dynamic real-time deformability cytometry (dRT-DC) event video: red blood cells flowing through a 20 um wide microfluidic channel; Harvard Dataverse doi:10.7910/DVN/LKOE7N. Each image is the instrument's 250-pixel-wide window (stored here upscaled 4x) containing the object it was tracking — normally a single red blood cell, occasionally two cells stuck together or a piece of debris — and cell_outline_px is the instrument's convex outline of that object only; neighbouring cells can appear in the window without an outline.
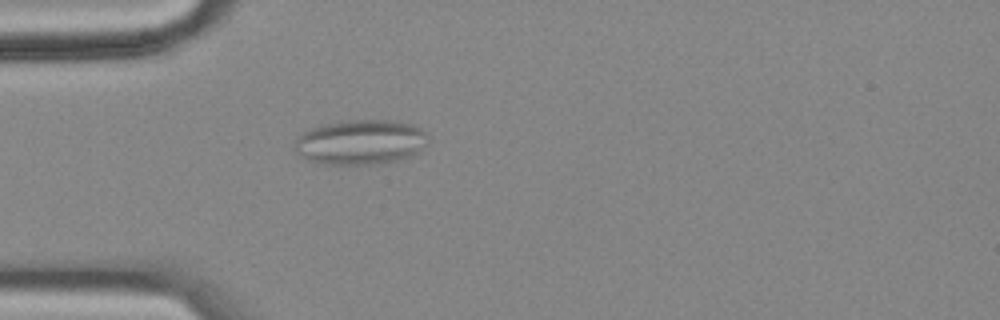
{"species": "common noctule bat (a hibernating species)", "species_latin": "Nyctalus noctula", "temperature_condition": "cold", "stored_images_in_passage": 57, "camera_frame_rate_fps": 3000, "um_per_image_px": 0.085, "animal": {"sex": "female", "body_mass_g": 18.4}, "frame": {"image": 1, "passage_image": 16, "time_ms": 5.0, "image_size_px": [1000, 320], "cell_outline_px": [[428, 140], [416, 152], [408, 156], [388, 164], [324, 164], [308, 160], [300, 156], [296, 152], [296, 140], [304, 132], [312, 128], [324, 124], [348, 120], [388, 120], [412, 124], [420, 128], [428, 136]], "centroid_in_image_um": [30.65, 12.09], "position_along_channel_um": 54.4, "area_um2": 34.62}}
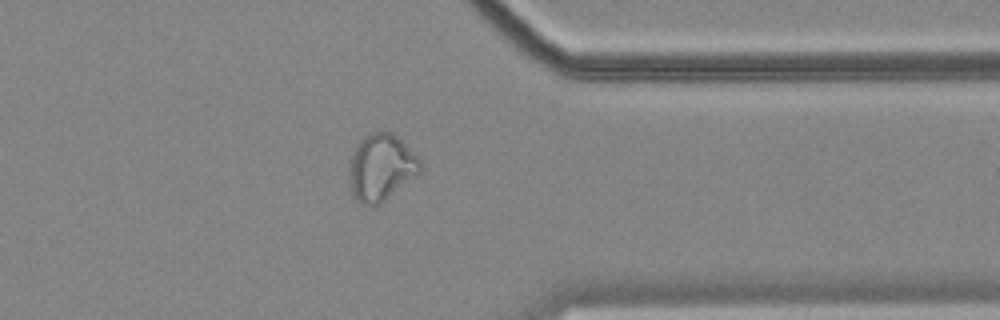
{"frame": {"image": 2, "passage_image": 45, "time_ms": 14.667, "image_size_px": [1000, 320], "cell_outline_px": [[424, 168], [420, 172], [380, 204], [360, 204], [356, 200], [352, 192], [348, 168], [356, 144], [368, 132], [392, 132], [420, 160]], "centroid_in_image_um": [32.38, 14.22], "position_along_channel_um": 379.0, "area_um2": 27.28}}
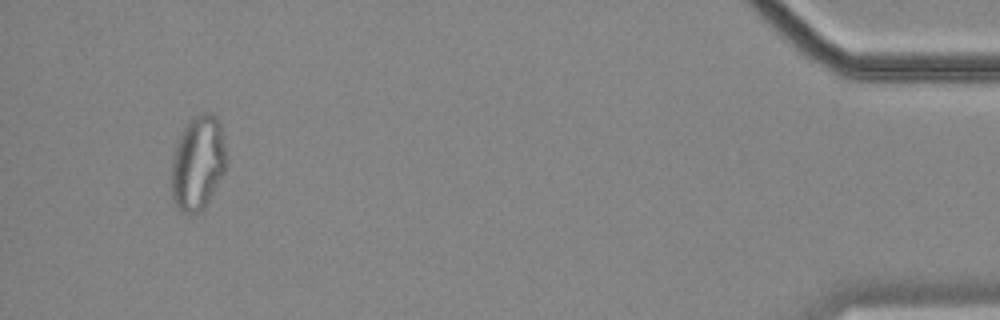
{"frame": {"image": 3, "passage_image": 54, "time_ms": 17.667, "image_size_px": [1000, 320], "cell_outline_px": [[228, 160], [224, 172], [204, 208], [200, 212], [192, 216], [180, 212], [176, 208], [172, 200], [172, 160], [180, 136], [188, 120], [204, 112], [208, 112], [216, 116], [220, 120]], "centroid_in_image_um": [16.84, 13.88], "position_along_channel_um": 418.4, "area_um2": 30.52}, "authors_computed_cell_mechanics": {"area_um2": 28.3798, "velocity_mm_per_s": 3.4984, "shape_relaxation_time_tau1_ms": null, "shape_relaxation_time_tau2_ms": 1.4778, "deformation_change_tau1": null, "deformation_change_tau2": 0.0755}}